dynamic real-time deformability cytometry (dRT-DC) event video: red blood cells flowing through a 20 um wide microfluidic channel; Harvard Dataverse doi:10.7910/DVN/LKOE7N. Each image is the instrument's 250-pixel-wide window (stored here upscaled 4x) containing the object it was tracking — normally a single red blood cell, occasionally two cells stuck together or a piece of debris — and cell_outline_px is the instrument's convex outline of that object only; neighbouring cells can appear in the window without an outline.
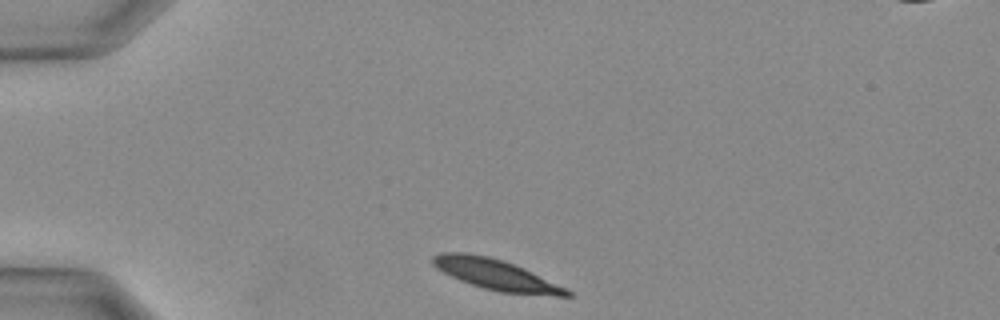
{"species": "Egyptian fruit bat (a non-hibernating species)", "species_latin": "Rousettus aegyptiacus", "temperature_condition": "warm", "stored_images_in_passage": 24, "camera_frame_rate_fps": 3000, "um_per_image_px": 0.085, "animal": {"sex": "female"}, "frame": {"image": 1, "passage_image": 1, "time_ms": 0.0, "image_size_px": [1000, 320], "cell_outline_px": [[572, 296], [556, 296], [500, 292], [484, 288], [460, 280], [436, 268], [432, 264], [432, 256], [440, 252], [464, 252], [488, 256], [524, 268], [568, 288], [572, 292]], "centroid_in_image_um": [42.18, 23.34], "position_along_channel_um": 42.8, "area_um2": 23.81}}
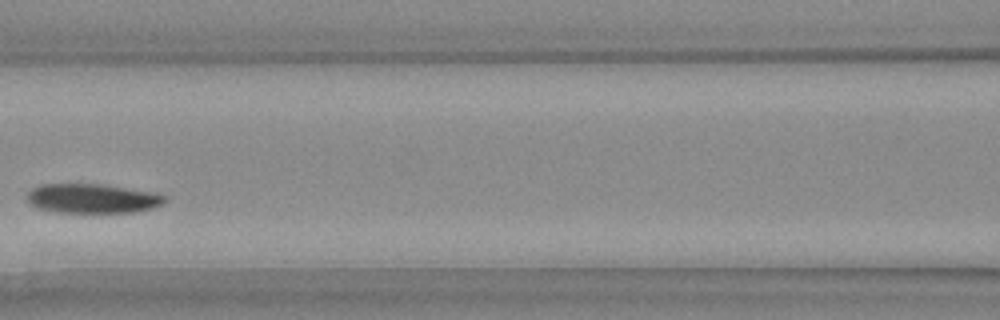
{"frame": {"image": 2, "passage_image": 9, "time_ms": 2.667, "image_size_px": [1000, 320], "cell_outline_px": [[168, 196], [164, 204], [152, 208], [136, 212], [56, 212], [40, 208], [28, 204], [28, 192], [32, 188], [40, 184], [104, 184], [160, 192]], "centroid_in_image_um": [7.94, 16.85], "position_along_channel_um": 158.7, "area_um2": 23.99}}
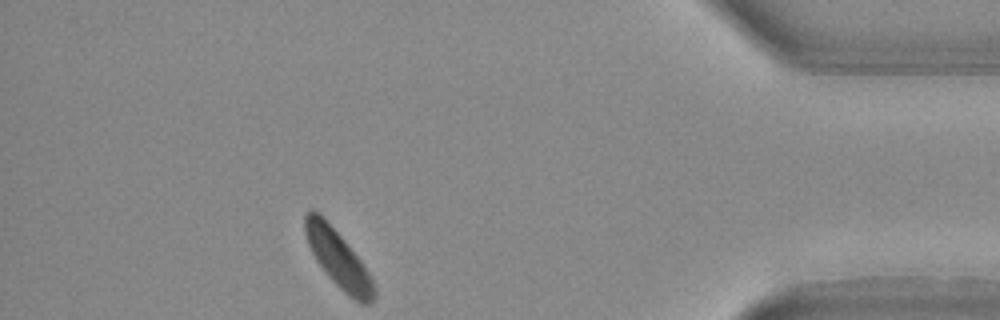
{"frame": {"image": 3, "passage_image": 24, "time_ms": 7.667, "image_size_px": [1000, 320], "cell_outline_px": [[376, 296], [372, 304], [360, 304], [348, 296], [332, 280], [316, 260], [308, 244], [304, 232], [304, 216], [312, 208], [320, 212], [344, 240], [360, 260], [368, 272], [376, 288]], "centroid_in_image_um": [28.75, 22.01], "position_along_channel_um": 406.4, "area_um2": 22.95}}